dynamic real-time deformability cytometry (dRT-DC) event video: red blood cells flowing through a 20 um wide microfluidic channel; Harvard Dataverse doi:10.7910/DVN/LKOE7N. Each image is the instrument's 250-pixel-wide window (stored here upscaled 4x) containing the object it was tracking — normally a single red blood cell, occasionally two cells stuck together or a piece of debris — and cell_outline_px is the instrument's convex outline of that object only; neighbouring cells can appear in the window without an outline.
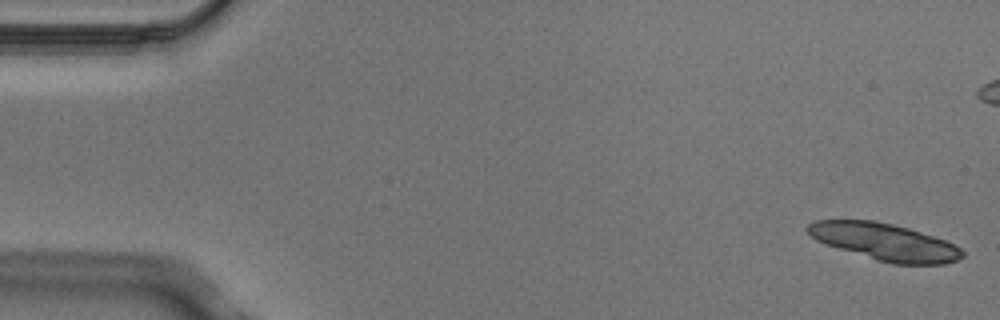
{"species": "Egyptian fruit bat (a non-hibernating species)", "species_latin": "Rousettus aegyptiacus", "temperature_condition": "cold", "stored_images_in_passage": 8, "camera_frame_rate_fps": 3000, "um_per_image_px": 0.085, "animal": {"sex": "male"}, "frame": {"image": 1, "passage_image": 1, "time_ms": 0.0, "image_size_px": [1000, 320], "cell_outline_px": [[964, 256], [956, 260], [944, 264], [892, 264], [840, 248], [816, 240], [804, 228], [808, 224], [816, 220], [872, 220], [892, 224], [908, 228], [944, 240], [960, 248], [964, 252]], "centroid_in_image_um": [75.2, 20.55], "position_along_channel_um": 9.8, "area_um2": 32.71}}